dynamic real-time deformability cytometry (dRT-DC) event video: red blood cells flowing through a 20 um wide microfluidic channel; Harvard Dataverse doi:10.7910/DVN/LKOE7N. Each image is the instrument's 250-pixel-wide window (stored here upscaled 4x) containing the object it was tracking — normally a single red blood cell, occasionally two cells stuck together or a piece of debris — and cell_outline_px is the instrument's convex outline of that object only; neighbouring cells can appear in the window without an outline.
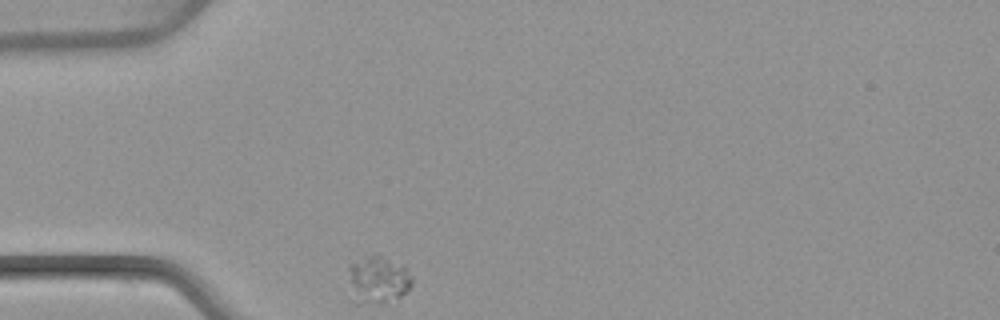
{"species": "common noctule bat (a hibernating species)", "species_latin": "Nyctalus noctula", "temperature_condition": "warm", "stored_images_in_passage": 30, "camera_frame_rate_fps": 3000, "um_per_image_px": 0.085, "animal": {"sex": "female", "body_mass_g": 22.7, "forearm_length_mm": 54.2}, "frame": {"image": 1, "passage_image": 1, "time_ms": 0.0, "image_size_px": [1000, 320], "cell_outline_px": [[412, 284], [400, 296], [384, 300], [364, 300], [352, 284], [348, 268], [348, 264], [376, 252], [380, 252], [404, 264], [412, 276]], "centroid_in_image_um": [32.26, 23.55], "position_along_channel_um": 52.7, "area_um2": 16.42}}
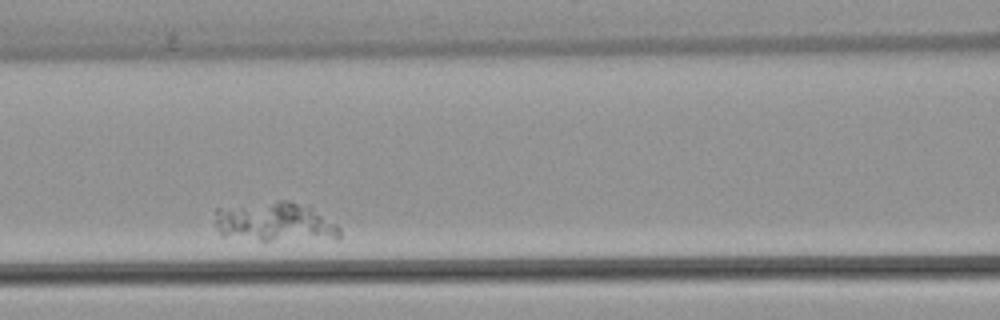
{"frame": {"image": 2, "passage_image": 10, "time_ms": 3.0, "image_size_px": [1000, 320], "cell_outline_px": [[340, 240], [260, 240], [224, 236], [216, 228], [216, 208], [280, 200], [292, 200], [308, 204], [336, 224], [340, 228]], "centroid_in_image_um": [23.45, 18.87], "position_along_channel_um": 143.1, "area_um2": 29.19}}
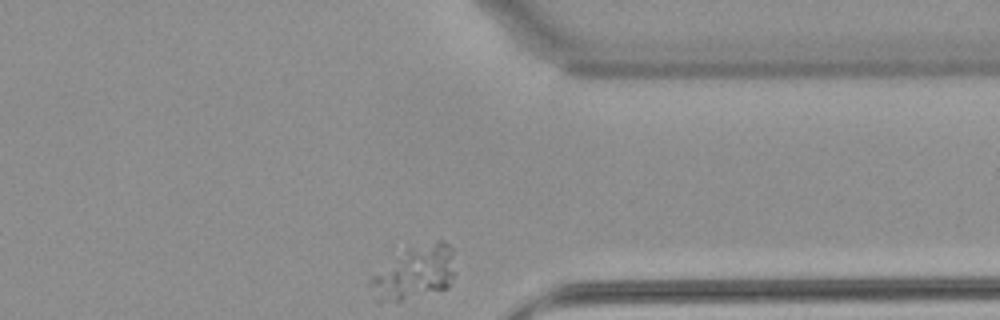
{"frame": {"image": 3, "passage_image": 30, "time_ms": 9.667, "image_size_px": [1000, 320], "cell_outline_px": [[452, 280], [448, 288], [400, 300], [392, 300], [368, 284], [368, 280], [372, 276], [408, 244], [436, 240], [444, 240], [452, 248]], "centroid_in_image_um": [35.33, 23.03], "position_along_channel_um": 376.1, "area_um2": 25.55}}